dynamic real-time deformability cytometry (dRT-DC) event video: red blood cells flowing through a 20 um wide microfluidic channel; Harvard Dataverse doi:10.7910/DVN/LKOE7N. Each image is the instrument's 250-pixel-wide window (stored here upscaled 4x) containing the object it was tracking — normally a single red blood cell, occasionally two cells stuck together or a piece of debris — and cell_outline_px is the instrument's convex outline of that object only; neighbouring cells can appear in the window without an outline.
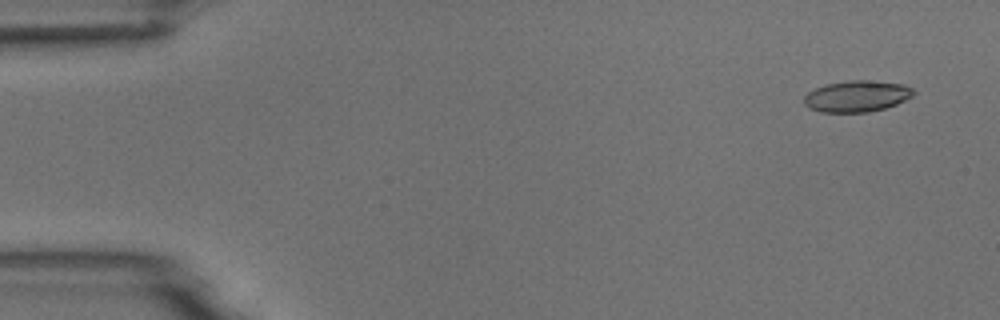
{"species": "common noctule bat (a hibernating species)", "species_latin": "Nyctalus noctula", "temperature_condition": "room temperature", "stored_images_in_passage": 6, "camera_frame_rate_fps": 3000, "um_per_image_px": 0.085, "animal": {"sex": "male", "body_mass_g": 18.8}, "frame": {"image": 1, "passage_image": 1, "time_ms": 0.0, "image_size_px": [1000, 320], "cell_outline_px": [[916, 92], [912, 96], [896, 104], [884, 108], [868, 112], [820, 112], [808, 108], [804, 104], [804, 96], [808, 92], [824, 84], [848, 80], [868, 80], [904, 84], [912, 88]], "centroid_in_image_um": [72.81, 8.17], "position_along_channel_um": 12.2, "area_um2": 20.06}}